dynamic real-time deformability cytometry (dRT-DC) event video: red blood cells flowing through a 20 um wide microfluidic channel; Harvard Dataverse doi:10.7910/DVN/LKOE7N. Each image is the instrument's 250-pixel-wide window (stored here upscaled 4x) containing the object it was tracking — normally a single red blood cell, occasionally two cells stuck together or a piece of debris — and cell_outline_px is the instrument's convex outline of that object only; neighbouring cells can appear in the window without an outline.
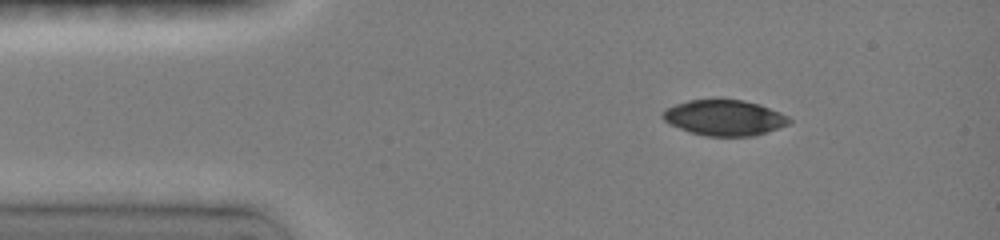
{"species": "common noctule bat (a hibernating species)", "species_latin": "Nyctalus noctula", "temperature_condition": "room temperature", "stored_images_in_passage": 19, "camera_frame_rate_fps": 3000, "um_per_image_px": 0.085, "animal": {"sex": "female", "body_mass_g": 19.0, "forearm_length_mm": 51.5}, "frame": {"image": 1, "passage_image": 1, "time_ms": 0.0, "image_size_px": [1000, 240], "cell_outline_px": [[792, 120], [788, 124], [752, 136], [704, 136], [668, 124], [660, 116], [664, 108], [688, 100], [716, 96], [744, 100], [760, 104], [780, 112], [788, 116]], "centroid_in_image_um": [61.51, 9.95], "position_along_channel_um": 23.5, "area_um2": 26.93}}
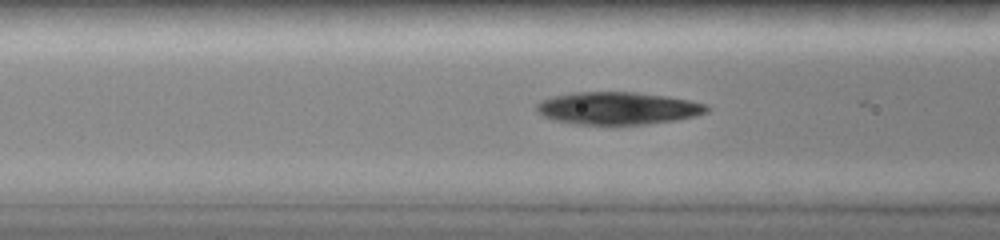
{"frame": {"image": 2, "passage_image": 9, "time_ms": 2.667, "image_size_px": [1000, 240], "cell_outline_px": [[708, 112], [696, 116], [676, 120], [644, 124], [572, 124], [556, 120], [544, 116], [536, 112], [536, 104], [544, 100], [556, 96], [576, 92], [632, 92], [664, 96], [688, 100], [708, 104]], "centroid_in_image_um": [52.53, 9.21], "position_along_channel_um": 114.1, "area_um2": 31.91}}
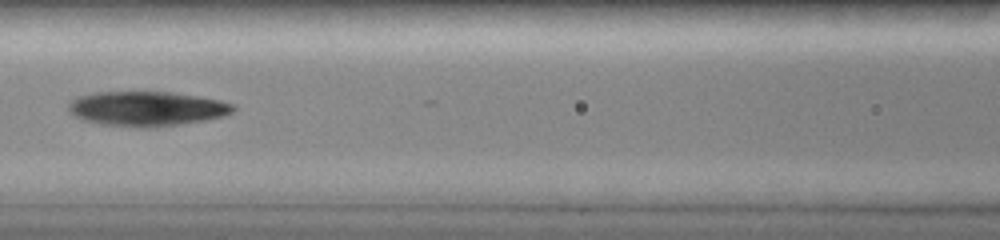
{"frame": {"image": 3, "passage_image": 11, "time_ms": 3.333, "image_size_px": [1000, 240], "cell_outline_px": [[236, 108], [232, 112], [224, 116], [204, 120], [180, 124], [152, 128], [140, 128], [100, 124], [84, 120], [68, 112], [68, 104], [72, 100], [80, 96], [96, 92], [172, 92], [196, 96], [216, 100], [232, 104]], "centroid_in_image_um": [12.44, 9.25], "position_along_channel_um": 154.2, "area_um2": 33.18}}